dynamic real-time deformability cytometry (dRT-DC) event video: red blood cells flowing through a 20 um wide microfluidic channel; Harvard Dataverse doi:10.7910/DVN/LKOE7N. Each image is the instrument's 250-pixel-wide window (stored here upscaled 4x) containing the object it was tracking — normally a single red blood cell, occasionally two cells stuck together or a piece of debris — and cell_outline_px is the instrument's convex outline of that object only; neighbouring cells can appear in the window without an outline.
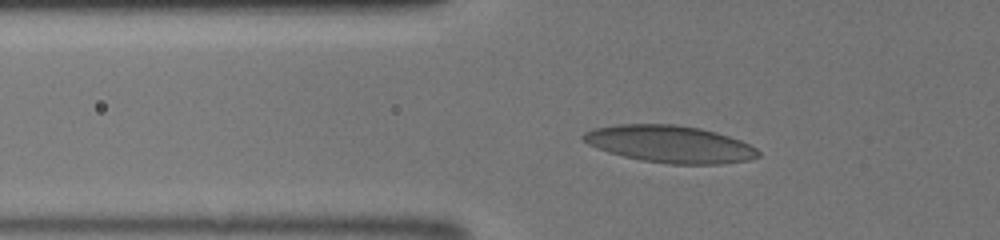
{"species": "human", "species_latin": "Homo sapiens", "temperature_condition": "room temperature", "stored_images_in_passage": 31, "camera_frame_rate_fps": 3000, "um_per_image_px": 0.085, "donor": {"sex": "male"}, "frame": {"image": 1, "passage_image": 3, "time_ms": 0.667, "image_size_px": [1000, 240], "cell_outline_px": [[760, 156], [748, 160], [720, 164], [668, 164], [640, 160], [608, 152], [588, 144], [580, 136], [584, 132], [592, 128], [616, 124], [676, 124], [700, 128], [716, 132], [740, 140], [756, 148], [760, 152]], "centroid_in_image_um": [56.92, 12.24], "position_along_channel_um": 68.9, "area_um2": 37.97}}
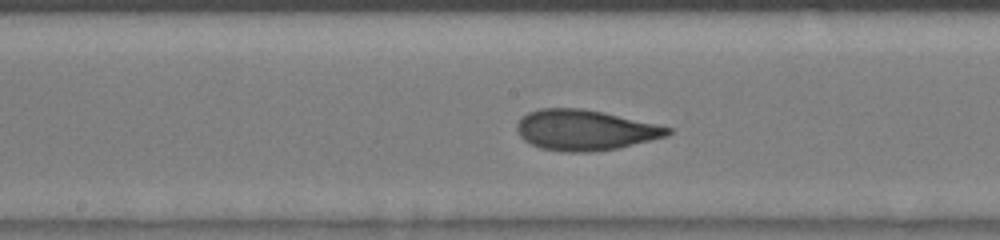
{"frame": {"image": 2, "passage_image": 12, "time_ms": 3.667, "image_size_px": [1000, 240], "cell_outline_px": [[672, 132], [668, 136], [620, 148], [588, 152], [564, 152], [540, 148], [524, 140], [520, 136], [516, 128], [516, 124], [528, 112], [540, 108], [584, 108], [604, 112], [656, 124], [672, 128]], "centroid_in_image_um": [49.74, 11.06], "position_along_channel_um": 198.5, "area_um2": 35.72}}
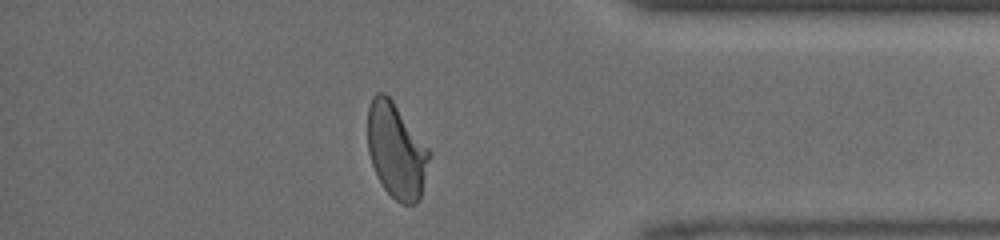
{"frame": {"image": 3, "passage_image": 26, "time_ms": 8.333, "image_size_px": [1000, 240], "cell_outline_px": [[432, 156], [420, 200], [416, 204], [404, 204], [396, 200], [384, 188], [372, 164], [368, 152], [368, 104], [372, 96], [376, 92], [384, 92], [392, 100], [432, 152]], "centroid_in_image_um": [33.72, 12.81], "position_along_channel_um": 401.5, "area_um2": 34.39}}